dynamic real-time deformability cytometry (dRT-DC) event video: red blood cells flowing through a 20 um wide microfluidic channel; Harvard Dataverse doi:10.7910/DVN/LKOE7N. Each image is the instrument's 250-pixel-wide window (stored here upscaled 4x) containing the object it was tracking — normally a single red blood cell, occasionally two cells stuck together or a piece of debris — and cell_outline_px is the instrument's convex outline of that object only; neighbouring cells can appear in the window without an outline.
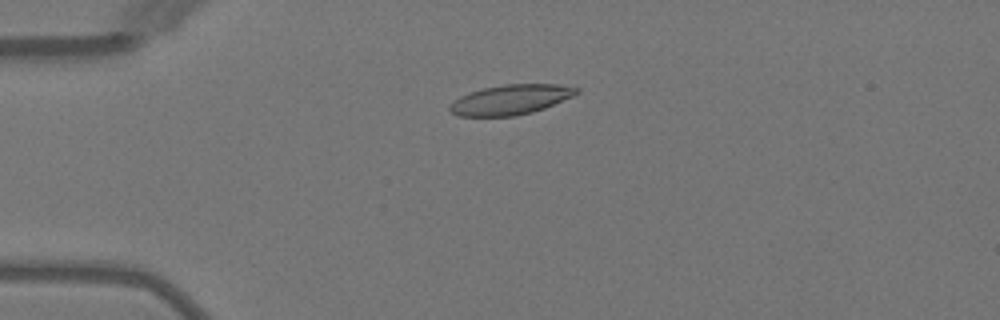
{"species": "Egyptian fruit bat (a non-hibernating species)", "species_latin": "Rousettus aegyptiacus", "temperature_condition": "warm", "stored_images_in_passage": 6, "camera_frame_rate_fps": 3000, "um_per_image_px": 0.085, "animal": {"sex": "female"}, "frame": {"image": 1, "passage_image": 3, "time_ms": 3.0, "image_size_px": [1000, 320], "cell_outline_px": [[580, 92], [572, 96], [544, 108], [532, 112], [516, 116], [460, 116], [452, 112], [448, 108], [448, 104], [460, 96], [484, 88], [504, 84], [560, 84], [580, 88]], "centroid_in_image_um": [43.41, 8.46], "position_along_channel_um": 41.6, "area_um2": 22.02}}
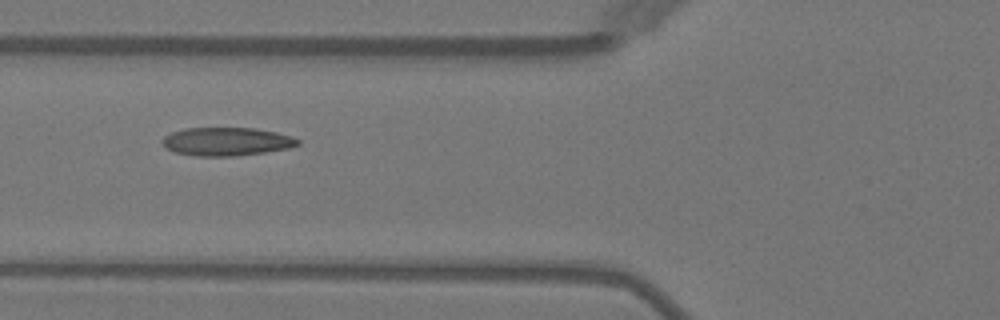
{"frame": {"image": 2, "passage_image": 5, "time_ms": 5.333, "image_size_px": [1000, 320], "cell_outline_px": [[300, 144], [288, 148], [264, 152], [236, 156], [196, 156], [176, 152], [164, 148], [160, 140], [164, 136], [172, 132], [184, 128], [256, 128], [276, 132], [292, 136], [300, 140]], "centroid_in_image_um": [19.24, 12.03], "position_along_channel_um": 106.6, "area_um2": 22.48}}
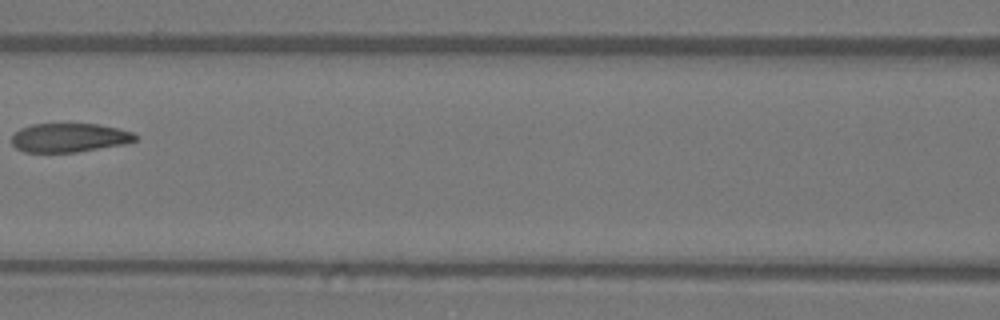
{"frame": {"image": 3, "passage_image": 6, "time_ms": 6.667, "image_size_px": [1000, 320], "cell_outline_px": [[136, 140], [124, 144], [76, 152], [24, 152], [16, 148], [12, 144], [12, 132], [20, 128], [32, 124], [96, 124], [116, 128], [132, 132], [136, 136]], "centroid_in_image_um": [5.83, 11.7], "position_along_channel_um": 160.8, "area_um2": 20.75}}